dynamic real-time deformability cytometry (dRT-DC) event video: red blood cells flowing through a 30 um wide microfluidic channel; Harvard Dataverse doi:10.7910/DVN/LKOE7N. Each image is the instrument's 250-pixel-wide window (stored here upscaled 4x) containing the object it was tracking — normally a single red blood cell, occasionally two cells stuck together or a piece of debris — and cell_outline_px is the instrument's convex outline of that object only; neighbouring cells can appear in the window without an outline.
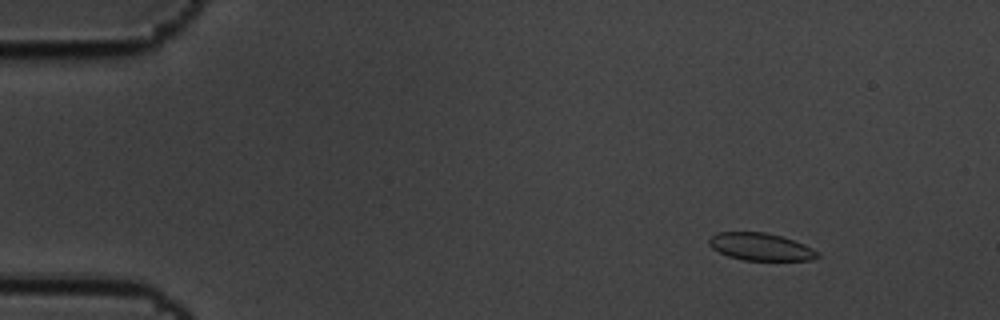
{"species": "common noctule bat (a hibernating species)", "species_latin": "Nyctalus noctula", "temperature_condition": "cold", "stored_images_in_passage": 60, "camera_frame_rate_fps": 3000, "um_per_image_px": 0.085, "animal": {"sex": "male", "body_mass_g": 19.5, "forearm_length_mm": 54.6}, "frame": {"image": 1, "passage_image": 8, "time_ms": 2.333, "image_size_px": [1000, 320], "cell_outline_px": [[820, 256], [812, 260], [744, 260], [728, 256], [712, 248], [708, 244], [708, 240], [716, 232], [764, 232], [780, 236], [804, 244], [820, 252]], "centroid_in_image_um": [64.66, 20.98], "position_along_channel_um": 20.3, "area_um2": 17.28}}
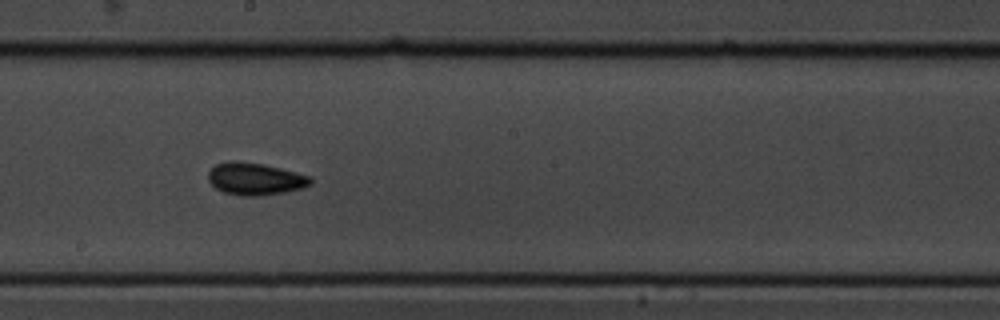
{"frame": {"image": 2, "passage_image": 34, "time_ms": 11.0, "image_size_px": [1000, 320], "cell_outline_px": [[312, 184], [300, 188], [284, 192], [260, 196], [240, 196], [224, 192], [216, 188], [208, 180], [208, 172], [216, 164], [228, 160], [264, 164], [312, 176]], "centroid_in_image_um": [21.68, 15.2], "position_along_channel_um": 226.5, "area_um2": 19.25}}
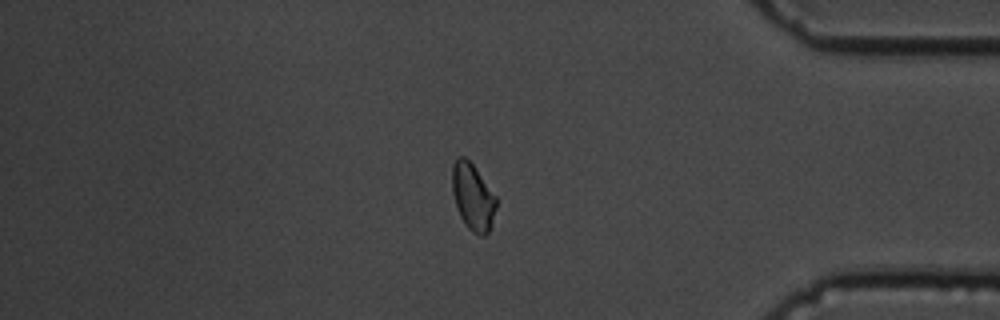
{"frame": {"image": 3, "passage_image": 51, "time_ms": 16.667, "image_size_px": [1000, 320], "cell_outline_px": [[496, 208], [492, 224], [488, 232], [484, 236], [480, 236], [472, 232], [464, 224], [456, 208], [452, 192], [452, 164], [456, 156], [464, 156], [472, 164], [496, 196]], "centroid_in_image_um": [40.17, 16.74], "position_along_channel_um": 395.0, "area_um2": 17.28}, "authors_computed_cell_mechanics": {"area_um2": 17.8024, "velocity_mm_per_s": 3.415, "shape_relaxation_time_tau1_ms": 3.7311, "shape_relaxation_time_tau2_ms": 6.599, "deformation_change_tau1": 0.064, "deformation_change_tau2": 0.1037}}